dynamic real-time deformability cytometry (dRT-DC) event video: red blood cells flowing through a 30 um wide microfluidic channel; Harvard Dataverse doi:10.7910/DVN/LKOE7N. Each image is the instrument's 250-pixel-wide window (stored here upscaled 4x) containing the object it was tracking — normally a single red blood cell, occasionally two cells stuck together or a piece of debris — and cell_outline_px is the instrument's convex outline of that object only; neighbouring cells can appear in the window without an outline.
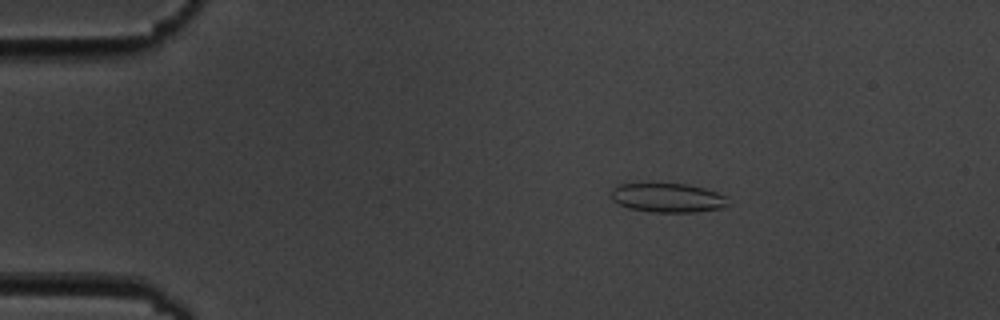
{"species": "common noctule bat (a hibernating species)", "species_latin": "Nyctalus noctula", "temperature_condition": "cold", "stored_images_in_passage": 5, "camera_frame_rate_fps": 3000, "um_per_image_px": 0.085, "animal": {"sex": "male", "body_mass_g": 19.5, "forearm_length_mm": 54.6}, "frame": {"image": 1, "passage_image": 3, "time_ms": 2.333, "image_size_px": [1000, 320], "cell_outline_px": [[728, 204], [724, 208], [696, 212], [652, 212], [628, 208], [612, 200], [612, 188], [620, 184], [688, 184], [704, 188], [716, 192], [724, 196]], "centroid_in_image_um": [56.76, 16.82], "position_along_channel_um": 28.2, "area_um2": 19.71}}